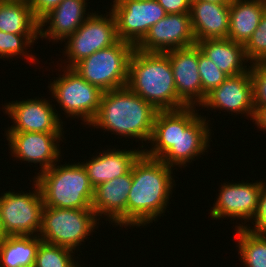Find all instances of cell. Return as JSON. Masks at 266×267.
I'll list each match as a JSON object with an SVG mask.
<instances>
[{
    "instance_id": "obj_9",
    "label": "cell",
    "mask_w": 266,
    "mask_h": 267,
    "mask_svg": "<svg viewBox=\"0 0 266 267\" xmlns=\"http://www.w3.org/2000/svg\"><path fill=\"white\" fill-rule=\"evenodd\" d=\"M32 190L14 189L0 194V224L3 237L38 236L42 226L44 201L38 183L33 179ZM14 190V192H13Z\"/></svg>"
},
{
    "instance_id": "obj_6",
    "label": "cell",
    "mask_w": 266,
    "mask_h": 267,
    "mask_svg": "<svg viewBox=\"0 0 266 267\" xmlns=\"http://www.w3.org/2000/svg\"><path fill=\"white\" fill-rule=\"evenodd\" d=\"M99 221L92 208L66 209L44 206L38 236L43 242L78 252L79 246L83 245L82 242L85 244L84 240L101 225Z\"/></svg>"
},
{
    "instance_id": "obj_33",
    "label": "cell",
    "mask_w": 266,
    "mask_h": 267,
    "mask_svg": "<svg viewBox=\"0 0 266 267\" xmlns=\"http://www.w3.org/2000/svg\"><path fill=\"white\" fill-rule=\"evenodd\" d=\"M167 14H190L191 0H156Z\"/></svg>"
},
{
    "instance_id": "obj_20",
    "label": "cell",
    "mask_w": 266,
    "mask_h": 267,
    "mask_svg": "<svg viewBox=\"0 0 266 267\" xmlns=\"http://www.w3.org/2000/svg\"><path fill=\"white\" fill-rule=\"evenodd\" d=\"M142 153L143 149L141 148H137V150L108 148L105 151L97 152L95 156L91 155L90 160L86 159L85 162L84 159L81 163L87 171L91 185L95 188L101 183L128 173Z\"/></svg>"
},
{
    "instance_id": "obj_7",
    "label": "cell",
    "mask_w": 266,
    "mask_h": 267,
    "mask_svg": "<svg viewBox=\"0 0 266 267\" xmlns=\"http://www.w3.org/2000/svg\"><path fill=\"white\" fill-rule=\"evenodd\" d=\"M135 46L119 40L114 45L94 52L72 69L103 92L127 86L129 60Z\"/></svg>"
},
{
    "instance_id": "obj_4",
    "label": "cell",
    "mask_w": 266,
    "mask_h": 267,
    "mask_svg": "<svg viewBox=\"0 0 266 267\" xmlns=\"http://www.w3.org/2000/svg\"><path fill=\"white\" fill-rule=\"evenodd\" d=\"M127 86L157 110H176L187 106L177 96L166 53L144 52L135 48L129 60Z\"/></svg>"
},
{
    "instance_id": "obj_25",
    "label": "cell",
    "mask_w": 266,
    "mask_h": 267,
    "mask_svg": "<svg viewBox=\"0 0 266 267\" xmlns=\"http://www.w3.org/2000/svg\"><path fill=\"white\" fill-rule=\"evenodd\" d=\"M39 236H6L0 239V267H34Z\"/></svg>"
},
{
    "instance_id": "obj_30",
    "label": "cell",
    "mask_w": 266,
    "mask_h": 267,
    "mask_svg": "<svg viewBox=\"0 0 266 267\" xmlns=\"http://www.w3.org/2000/svg\"><path fill=\"white\" fill-rule=\"evenodd\" d=\"M198 69L202 83V90L206 95L220 86L228 77L201 52L200 48Z\"/></svg>"
},
{
    "instance_id": "obj_16",
    "label": "cell",
    "mask_w": 266,
    "mask_h": 267,
    "mask_svg": "<svg viewBox=\"0 0 266 267\" xmlns=\"http://www.w3.org/2000/svg\"><path fill=\"white\" fill-rule=\"evenodd\" d=\"M196 45L190 14H167L135 46L144 52L165 53Z\"/></svg>"
},
{
    "instance_id": "obj_10",
    "label": "cell",
    "mask_w": 266,
    "mask_h": 267,
    "mask_svg": "<svg viewBox=\"0 0 266 267\" xmlns=\"http://www.w3.org/2000/svg\"><path fill=\"white\" fill-rule=\"evenodd\" d=\"M119 41L116 21L109 10L106 14L96 11L84 21L80 28L64 40L63 57L60 66L72 68L76 63L94 52L108 48ZM68 60V61H67ZM65 61V62H64ZM68 63V64H67Z\"/></svg>"
},
{
    "instance_id": "obj_23",
    "label": "cell",
    "mask_w": 266,
    "mask_h": 267,
    "mask_svg": "<svg viewBox=\"0 0 266 267\" xmlns=\"http://www.w3.org/2000/svg\"><path fill=\"white\" fill-rule=\"evenodd\" d=\"M266 10V0H234L230 3L228 39L245 45Z\"/></svg>"
},
{
    "instance_id": "obj_26",
    "label": "cell",
    "mask_w": 266,
    "mask_h": 267,
    "mask_svg": "<svg viewBox=\"0 0 266 267\" xmlns=\"http://www.w3.org/2000/svg\"><path fill=\"white\" fill-rule=\"evenodd\" d=\"M234 232L242 265L266 267V234H259L247 228H236Z\"/></svg>"
},
{
    "instance_id": "obj_5",
    "label": "cell",
    "mask_w": 266,
    "mask_h": 267,
    "mask_svg": "<svg viewBox=\"0 0 266 267\" xmlns=\"http://www.w3.org/2000/svg\"><path fill=\"white\" fill-rule=\"evenodd\" d=\"M59 162L32 178L39 185L44 206L66 209L91 208L94 187L81 161L60 165Z\"/></svg>"
},
{
    "instance_id": "obj_36",
    "label": "cell",
    "mask_w": 266,
    "mask_h": 267,
    "mask_svg": "<svg viewBox=\"0 0 266 267\" xmlns=\"http://www.w3.org/2000/svg\"><path fill=\"white\" fill-rule=\"evenodd\" d=\"M191 1H207V2L216 3V4H230L234 0H191Z\"/></svg>"
},
{
    "instance_id": "obj_27",
    "label": "cell",
    "mask_w": 266,
    "mask_h": 267,
    "mask_svg": "<svg viewBox=\"0 0 266 267\" xmlns=\"http://www.w3.org/2000/svg\"><path fill=\"white\" fill-rule=\"evenodd\" d=\"M38 39H40L39 35H17L0 31V58L4 61L8 59L10 61L15 57L19 58L18 56L20 55L22 59H28L26 63L30 62L36 65V62L40 63V61L36 58V55L32 54L31 49Z\"/></svg>"
},
{
    "instance_id": "obj_35",
    "label": "cell",
    "mask_w": 266,
    "mask_h": 267,
    "mask_svg": "<svg viewBox=\"0 0 266 267\" xmlns=\"http://www.w3.org/2000/svg\"><path fill=\"white\" fill-rule=\"evenodd\" d=\"M252 122L260 131L266 132V106H254Z\"/></svg>"
},
{
    "instance_id": "obj_14",
    "label": "cell",
    "mask_w": 266,
    "mask_h": 267,
    "mask_svg": "<svg viewBox=\"0 0 266 267\" xmlns=\"http://www.w3.org/2000/svg\"><path fill=\"white\" fill-rule=\"evenodd\" d=\"M12 158L24 163L39 164L36 176L62 159L60 141L64 133L5 132ZM63 139V140H62ZM60 147V148H59ZM16 158V159H15ZM61 158V159H60ZM26 161V162H25Z\"/></svg>"
},
{
    "instance_id": "obj_28",
    "label": "cell",
    "mask_w": 266,
    "mask_h": 267,
    "mask_svg": "<svg viewBox=\"0 0 266 267\" xmlns=\"http://www.w3.org/2000/svg\"><path fill=\"white\" fill-rule=\"evenodd\" d=\"M75 253L77 252L67 247L42 241L37 250L34 267H77L79 262L73 257Z\"/></svg>"
},
{
    "instance_id": "obj_32",
    "label": "cell",
    "mask_w": 266,
    "mask_h": 267,
    "mask_svg": "<svg viewBox=\"0 0 266 267\" xmlns=\"http://www.w3.org/2000/svg\"><path fill=\"white\" fill-rule=\"evenodd\" d=\"M250 223L253 226H250V224L248 223L246 224L245 228L259 234H266V182L265 181L263 182L259 194L257 211Z\"/></svg>"
},
{
    "instance_id": "obj_13",
    "label": "cell",
    "mask_w": 266,
    "mask_h": 267,
    "mask_svg": "<svg viewBox=\"0 0 266 267\" xmlns=\"http://www.w3.org/2000/svg\"><path fill=\"white\" fill-rule=\"evenodd\" d=\"M112 3L109 10L114 15L119 40L134 46L167 15L156 0H113Z\"/></svg>"
},
{
    "instance_id": "obj_12",
    "label": "cell",
    "mask_w": 266,
    "mask_h": 267,
    "mask_svg": "<svg viewBox=\"0 0 266 267\" xmlns=\"http://www.w3.org/2000/svg\"><path fill=\"white\" fill-rule=\"evenodd\" d=\"M248 180L235 182H224L218 190L213 207L210 208L212 220L229 219L241 221L236 228H245L247 222H251L258 207L259 194L264 180L248 182ZM214 218V219H213ZM237 218V219H236ZM244 220V221H243ZM244 222V223H243Z\"/></svg>"
},
{
    "instance_id": "obj_3",
    "label": "cell",
    "mask_w": 266,
    "mask_h": 267,
    "mask_svg": "<svg viewBox=\"0 0 266 267\" xmlns=\"http://www.w3.org/2000/svg\"><path fill=\"white\" fill-rule=\"evenodd\" d=\"M157 112L151 103L124 86L103 93L98 112L88 127L112 132L119 139L140 141L142 149L151 139Z\"/></svg>"
},
{
    "instance_id": "obj_18",
    "label": "cell",
    "mask_w": 266,
    "mask_h": 267,
    "mask_svg": "<svg viewBox=\"0 0 266 267\" xmlns=\"http://www.w3.org/2000/svg\"><path fill=\"white\" fill-rule=\"evenodd\" d=\"M131 185L132 169L94 188L91 208L99 220L104 218L112 226L127 228V200Z\"/></svg>"
},
{
    "instance_id": "obj_29",
    "label": "cell",
    "mask_w": 266,
    "mask_h": 267,
    "mask_svg": "<svg viewBox=\"0 0 266 267\" xmlns=\"http://www.w3.org/2000/svg\"><path fill=\"white\" fill-rule=\"evenodd\" d=\"M247 60L253 62H266V10L264 11L257 29L244 45Z\"/></svg>"
},
{
    "instance_id": "obj_21",
    "label": "cell",
    "mask_w": 266,
    "mask_h": 267,
    "mask_svg": "<svg viewBox=\"0 0 266 267\" xmlns=\"http://www.w3.org/2000/svg\"><path fill=\"white\" fill-rule=\"evenodd\" d=\"M230 4L191 1L190 19L196 43L208 39H224L229 33Z\"/></svg>"
},
{
    "instance_id": "obj_15",
    "label": "cell",
    "mask_w": 266,
    "mask_h": 267,
    "mask_svg": "<svg viewBox=\"0 0 266 267\" xmlns=\"http://www.w3.org/2000/svg\"><path fill=\"white\" fill-rule=\"evenodd\" d=\"M204 110H221L232 115L241 114L253 119L254 101L253 85L250 70L235 76H228L217 88L207 94L205 101L199 106ZM231 112V113H230ZM234 113V114H233Z\"/></svg>"
},
{
    "instance_id": "obj_24",
    "label": "cell",
    "mask_w": 266,
    "mask_h": 267,
    "mask_svg": "<svg viewBox=\"0 0 266 267\" xmlns=\"http://www.w3.org/2000/svg\"><path fill=\"white\" fill-rule=\"evenodd\" d=\"M0 31L17 35H39V21L29 1H0Z\"/></svg>"
},
{
    "instance_id": "obj_17",
    "label": "cell",
    "mask_w": 266,
    "mask_h": 267,
    "mask_svg": "<svg viewBox=\"0 0 266 267\" xmlns=\"http://www.w3.org/2000/svg\"><path fill=\"white\" fill-rule=\"evenodd\" d=\"M170 60L177 96L187 105L198 107L206 94L198 69L199 47L196 45L165 52Z\"/></svg>"
},
{
    "instance_id": "obj_19",
    "label": "cell",
    "mask_w": 266,
    "mask_h": 267,
    "mask_svg": "<svg viewBox=\"0 0 266 267\" xmlns=\"http://www.w3.org/2000/svg\"><path fill=\"white\" fill-rule=\"evenodd\" d=\"M87 1L63 0L39 21V38L62 44L91 15L92 12L87 11Z\"/></svg>"
},
{
    "instance_id": "obj_8",
    "label": "cell",
    "mask_w": 266,
    "mask_h": 267,
    "mask_svg": "<svg viewBox=\"0 0 266 267\" xmlns=\"http://www.w3.org/2000/svg\"><path fill=\"white\" fill-rule=\"evenodd\" d=\"M60 68L63 73L54 77L47 86L51 98L55 99L66 118L82 120L81 124L89 125L98 112L104 92L87 82L72 68Z\"/></svg>"
},
{
    "instance_id": "obj_11",
    "label": "cell",
    "mask_w": 266,
    "mask_h": 267,
    "mask_svg": "<svg viewBox=\"0 0 266 267\" xmlns=\"http://www.w3.org/2000/svg\"><path fill=\"white\" fill-rule=\"evenodd\" d=\"M47 99L49 98L35 97L2 104V110L13 121V125L5 132L65 133L61 113Z\"/></svg>"
},
{
    "instance_id": "obj_38",
    "label": "cell",
    "mask_w": 266,
    "mask_h": 267,
    "mask_svg": "<svg viewBox=\"0 0 266 267\" xmlns=\"http://www.w3.org/2000/svg\"><path fill=\"white\" fill-rule=\"evenodd\" d=\"M3 237V233H2V230H1V224H0V239Z\"/></svg>"
},
{
    "instance_id": "obj_34",
    "label": "cell",
    "mask_w": 266,
    "mask_h": 267,
    "mask_svg": "<svg viewBox=\"0 0 266 267\" xmlns=\"http://www.w3.org/2000/svg\"><path fill=\"white\" fill-rule=\"evenodd\" d=\"M62 1L63 0H29V3L35 18L40 21Z\"/></svg>"
},
{
    "instance_id": "obj_22",
    "label": "cell",
    "mask_w": 266,
    "mask_h": 267,
    "mask_svg": "<svg viewBox=\"0 0 266 267\" xmlns=\"http://www.w3.org/2000/svg\"><path fill=\"white\" fill-rule=\"evenodd\" d=\"M197 46L224 74L235 76L249 70L244 45L231 39H208L198 41ZM246 64V65H245Z\"/></svg>"
},
{
    "instance_id": "obj_31",
    "label": "cell",
    "mask_w": 266,
    "mask_h": 267,
    "mask_svg": "<svg viewBox=\"0 0 266 267\" xmlns=\"http://www.w3.org/2000/svg\"><path fill=\"white\" fill-rule=\"evenodd\" d=\"M253 85L254 106H266V62L248 64Z\"/></svg>"
},
{
    "instance_id": "obj_2",
    "label": "cell",
    "mask_w": 266,
    "mask_h": 267,
    "mask_svg": "<svg viewBox=\"0 0 266 267\" xmlns=\"http://www.w3.org/2000/svg\"><path fill=\"white\" fill-rule=\"evenodd\" d=\"M173 167L142 153L132 166L127 200V227H145L165 214L176 183ZM171 196V197H170Z\"/></svg>"
},
{
    "instance_id": "obj_37",
    "label": "cell",
    "mask_w": 266,
    "mask_h": 267,
    "mask_svg": "<svg viewBox=\"0 0 266 267\" xmlns=\"http://www.w3.org/2000/svg\"><path fill=\"white\" fill-rule=\"evenodd\" d=\"M0 1H29V0H0Z\"/></svg>"
},
{
    "instance_id": "obj_1",
    "label": "cell",
    "mask_w": 266,
    "mask_h": 267,
    "mask_svg": "<svg viewBox=\"0 0 266 267\" xmlns=\"http://www.w3.org/2000/svg\"><path fill=\"white\" fill-rule=\"evenodd\" d=\"M193 106L176 110H158L151 139L143 153L160 159L168 166L185 168L210 149L211 118L199 114ZM210 123V124H209ZM207 150V151H206ZM196 157V159H195ZM190 162V163H189Z\"/></svg>"
}]
</instances>
